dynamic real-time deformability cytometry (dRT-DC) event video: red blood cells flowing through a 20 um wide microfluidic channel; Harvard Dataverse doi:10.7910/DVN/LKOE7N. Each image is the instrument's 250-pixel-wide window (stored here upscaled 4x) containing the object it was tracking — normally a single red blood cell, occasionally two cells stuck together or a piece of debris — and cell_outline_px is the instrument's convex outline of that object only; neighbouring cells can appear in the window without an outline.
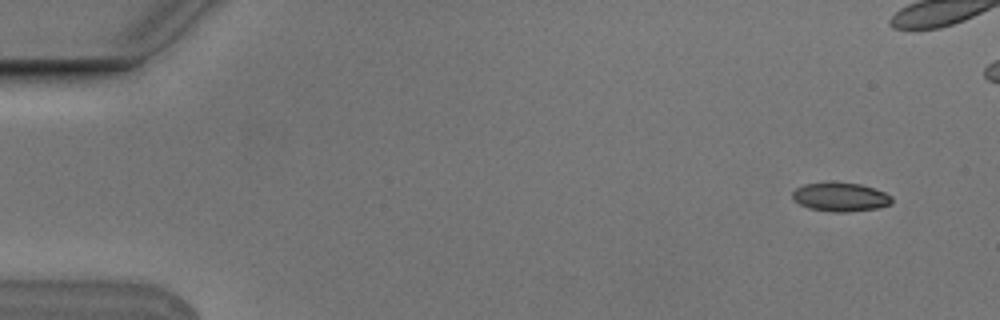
{"species": "Egyptian fruit bat (a non-hibernating species)", "species_latin": "Rousettus aegyptiacus", "temperature_condition": "cold", "stored_images_in_passage": 6, "camera_frame_rate_fps": 3000, "um_per_image_px": 0.085, "animal": {"sex": "male"}, "frame": {"image": 1, "passage_image": 1, "time_ms": 0.0, "image_size_px": [1000, 320], "cell_outline_px": [[892, 204], [876, 208], [848, 212], [832, 212], [808, 208], [792, 200], [792, 192], [796, 188], [804, 184], [860, 184], [884, 192], [892, 196]], "centroid_in_image_um": [71.43, 16.78], "position_along_channel_um": 13.6, "area_um2": 16.3}}